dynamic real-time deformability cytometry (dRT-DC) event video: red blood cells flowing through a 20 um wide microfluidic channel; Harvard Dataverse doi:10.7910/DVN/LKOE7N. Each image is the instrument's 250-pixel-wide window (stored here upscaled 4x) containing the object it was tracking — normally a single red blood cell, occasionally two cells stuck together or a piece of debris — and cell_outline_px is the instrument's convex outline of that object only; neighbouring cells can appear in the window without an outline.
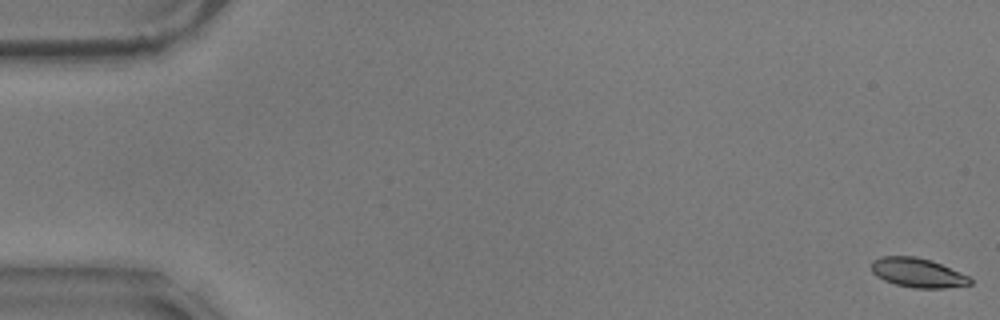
{"species": "common noctule bat (a hibernating species)", "species_latin": "Nyctalus noctula", "temperature_condition": "warm", "stored_images_in_passage": 21, "camera_frame_rate_fps": 3000, "um_per_image_px": 0.085, "animal": {"sex": "male", "body_mass_g": 17.9}, "frame": {"image": 1, "passage_image": 1, "time_ms": 0.0, "image_size_px": [1000, 320], "cell_outline_px": [[972, 284], [944, 288], [912, 288], [896, 284], [884, 280], [876, 276], [872, 272], [872, 260], [880, 256], [916, 256], [932, 260], [968, 276], [972, 280]], "centroid_in_image_um": [77.98, 23.17], "position_along_channel_um": 7.0, "area_um2": 16.88}}
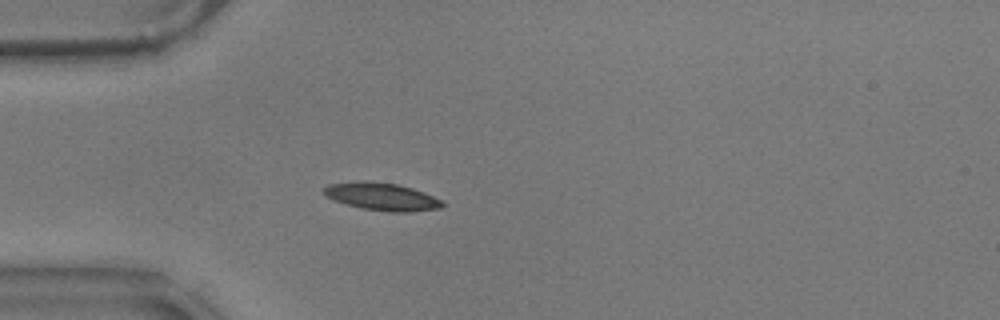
{"frame": {"image": 2, "passage_image": 17, "time_ms": 5.333, "image_size_px": [1000, 320], "cell_outline_px": [[444, 204], [440, 208], [408, 212], [388, 212], [360, 208], [344, 204], [332, 200], [324, 192], [324, 188], [328, 184], [396, 184], [412, 188], [432, 196], [440, 200]], "centroid_in_image_um": [32.5, 16.78], "position_along_channel_um": 52.5, "area_um2": 17.98}}